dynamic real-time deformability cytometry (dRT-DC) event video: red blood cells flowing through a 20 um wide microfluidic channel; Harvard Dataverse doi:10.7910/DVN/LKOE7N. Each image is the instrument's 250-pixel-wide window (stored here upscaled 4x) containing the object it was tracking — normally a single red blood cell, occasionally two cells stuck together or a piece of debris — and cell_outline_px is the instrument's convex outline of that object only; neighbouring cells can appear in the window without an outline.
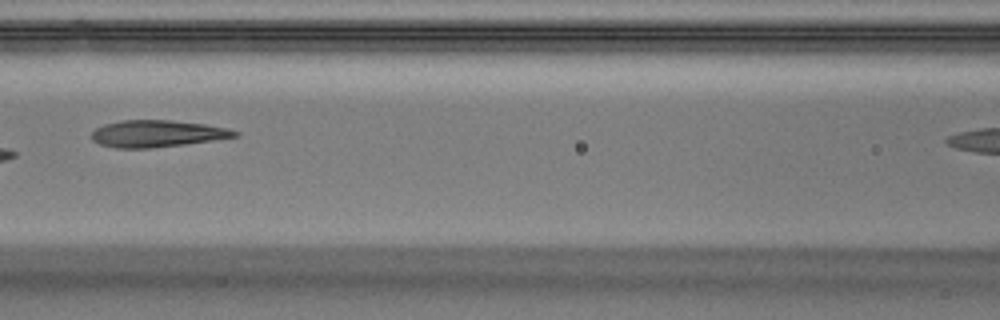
{"species": "Egyptian fruit bat (a non-hibernating species)", "species_latin": "Rousettus aegyptiacus", "temperature_condition": "warm", "stored_images_in_passage": 7, "segment_of_instrument_passage": [1, 2], "camera_frame_rate_fps": 3000, "um_per_image_px": 0.085, "animal": {"sex": "male"}, "frame": {"image": 1, "passage_image": 6, "time_ms": 1.667, "image_size_px": [1000, 320], "cell_outline_px": [[240, 136], [216, 140], [184, 144], [148, 148], [116, 148], [100, 144], [92, 140], [92, 132], [96, 128], [104, 124], [124, 120], [172, 120], [204, 124], [228, 128], [240, 132]], "centroid_in_image_um": [13.39, 11.36], "position_along_channel_um": 153.2, "area_um2": 22.43}}